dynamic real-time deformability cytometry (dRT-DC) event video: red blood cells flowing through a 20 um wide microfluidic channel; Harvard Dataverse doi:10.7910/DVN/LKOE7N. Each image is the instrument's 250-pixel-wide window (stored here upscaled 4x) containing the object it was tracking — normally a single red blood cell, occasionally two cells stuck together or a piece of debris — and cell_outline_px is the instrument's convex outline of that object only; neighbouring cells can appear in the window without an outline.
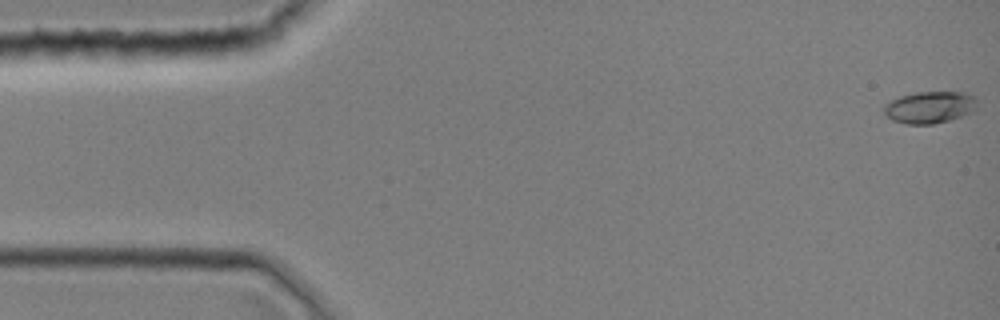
{"species": "common noctule bat (a hibernating species)", "species_latin": "Nyctalus noctula", "temperature_condition": "room temperature", "stored_images_in_passage": 3, "camera_frame_rate_fps": 3000, "um_per_image_px": 0.085, "animal": {"sex": "female", "body_mass_g": 19.0, "forearm_length_mm": 51.5}, "frame": {"image": 1, "passage_image": 1, "time_ms": 0.0, "image_size_px": [1000, 320], "cell_outline_px": [[976, 108], [972, 112], [948, 120], [932, 124], [904, 124], [892, 120], [884, 112], [884, 104], [888, 100], [900, 96], [916, 92], [964, 92], [972, 96], [976, 100]], "centroid_in_image_um": [78.98, 9.11], "position_along_channel_um": 6.0, "area_um2": 17.28}}